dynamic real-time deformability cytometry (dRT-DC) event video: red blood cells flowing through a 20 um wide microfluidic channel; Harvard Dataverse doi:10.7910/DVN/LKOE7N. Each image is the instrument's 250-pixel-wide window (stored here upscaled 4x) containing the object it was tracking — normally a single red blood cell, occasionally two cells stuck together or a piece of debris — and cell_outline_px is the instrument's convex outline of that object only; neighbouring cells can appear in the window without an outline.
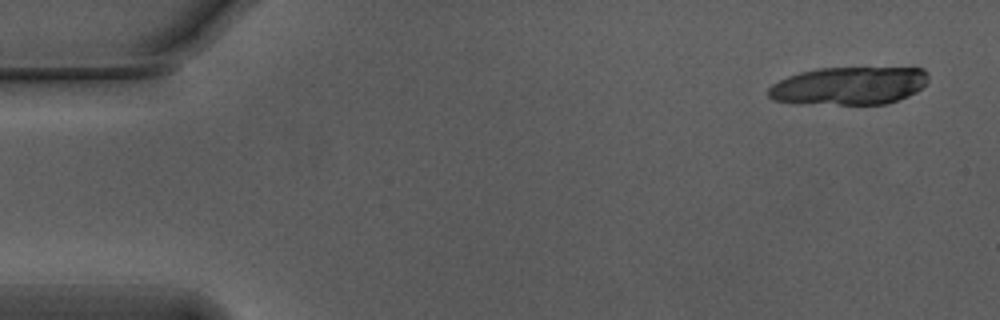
{"species": "Egyptian fruit bat (a non-hibernating species)", "species_latin": "Rousettus aegyptiacus", "temperature_condition": "warm", "stored_images_in_passage": 7, "camera_frame_rate_fps": 3000, "um_per_image_px": 0.085, "animal": {"sex": "male"}, "frame": {"image": 1, "passage_image": 3, "time_ms": 0.667, "image_size_px": [1000, 320], "cell_outline_px": [[928, 80], [916, 92], [908, 96], [884, 104], [804, 104], [772, 100], [768, 96], [768, 88], [772, 84], [788, 76], [800, 72], [816, 68], [924, 68], [928, 72]], "centroid_in_image_um": [72.14, 7.29], "position_along_channel_um": 12.9, "area_um2": 35.43}}